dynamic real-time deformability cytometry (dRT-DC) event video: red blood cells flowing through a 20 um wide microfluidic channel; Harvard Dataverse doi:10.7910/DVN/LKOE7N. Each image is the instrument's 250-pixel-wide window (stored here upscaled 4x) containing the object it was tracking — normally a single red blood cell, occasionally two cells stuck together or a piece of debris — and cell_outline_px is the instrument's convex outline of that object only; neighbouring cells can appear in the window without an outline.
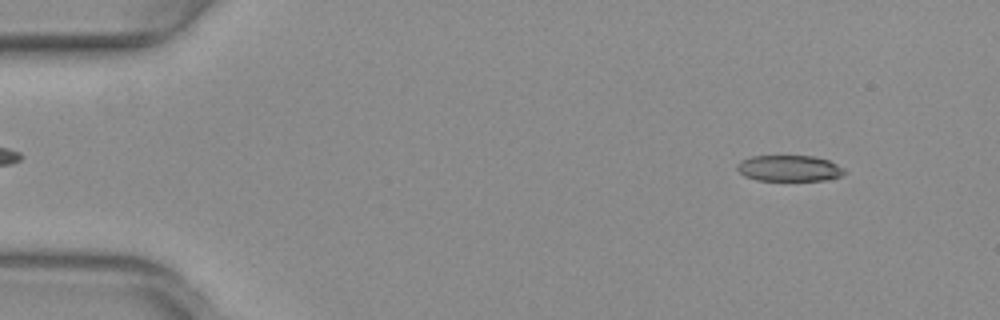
{"species": "common noctule bat (a hibernating species)", "species_latin": "Nyctalus noctula", "temperature_condition": "warm", "stored_images_in_passage": 51, "camera_frame_rate_fps": 3000, "um_per_image_px": 0.085, "animal": {"sex": "female", "body_mass_g": 29.2, "forearm_length_mm": 56.3}, "frame": {"image": 1, "passage_image": 5, "time_ms": 1.333, "image_size_px": [1000, 320], "cell_outline_px": [[848, 172], [840, 176], [828, 180], [756, 180], [744, 176], [736, 168], [736, 164], [740, 160], [752, 156], [812, 156], [828, 160], [844, 168]], "centroid_in_image_um": [67.08, 14.3], "position_along_channel_um": 17.9, "area_um2": 16.36}}
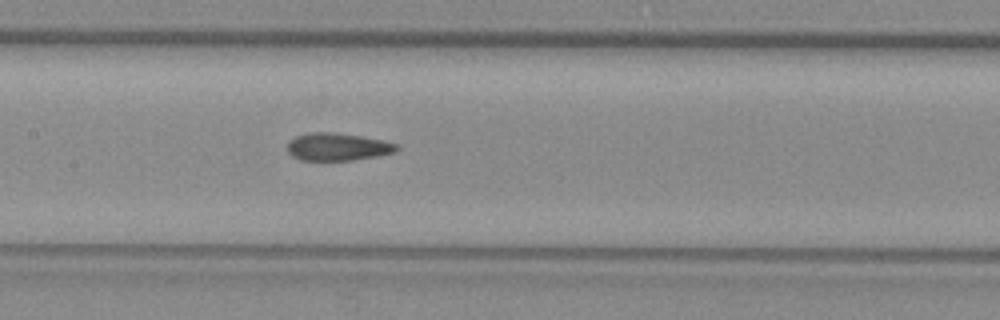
{"frame": {"image": 2, "passage_image": 25, "time_ms": 8.0, "image_size_px": [1000, 320], "cell_outline_px": [[400, 148], [396, 152], [376, 156], [352, 160], [300, 160], [292, 156], [288, 152], [288, 140], [296, 136], [308, 132], [332, 132], [360, 136], [380, 140], [396, 144]], "centroid_in_image_um": [28.66, 12.48], "position_along_channel_um": 178.7, "area_um2": 17.51}}
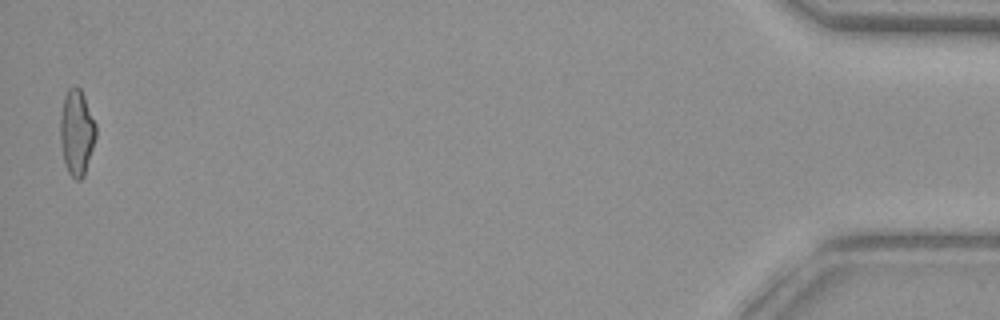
{"frame": {"image": 3, "passage_image": 51, "time_ms": 16.667, "image_size_px": [1000, 320], "cell_outline_px": [[96, 136], [84, 176], [80, 180], [76, 180], [68, 172], [64, 164], [60, 140], [60, 116], [64, 96], [68, 88], [72, 84], [76, 84], [80, 88], [84, 96], [96, 124]], "centroid_in_image_um": [6.51, 11.23], "position_along_channel_um": 428.7, "area_um2": 17.98}, "authors_computed_cell_mechanics": {"area_um2": 17.8024, "velocity_mm_per_s": 4.0051, "shape_relaxation_time_tau1_ms": null, "shape_relaxation_time_tau2_ms": 1.4525, "deformation_change_tau1": null, "deformation_change_tau2": 0.0921}}